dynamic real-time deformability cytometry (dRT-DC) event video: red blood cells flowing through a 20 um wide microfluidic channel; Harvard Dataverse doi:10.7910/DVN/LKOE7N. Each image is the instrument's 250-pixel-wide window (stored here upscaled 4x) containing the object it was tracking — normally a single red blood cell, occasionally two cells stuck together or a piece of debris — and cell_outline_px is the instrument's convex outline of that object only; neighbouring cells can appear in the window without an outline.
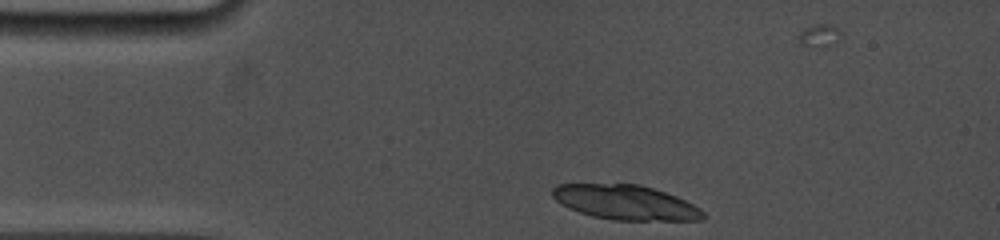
{"species": "common noctule bat (a hibernating species)", "species_latin": "Nyctalus noctula", "temperature_condition": "cold", "stored_images_in_passage": 4, "camera_frame_rate_fps": 5000, "um_per_image_px": 0.085, "animal": {"sex": "female", "body_mass_g": 19.0, "forearm_length_mm": 53.3}, "frame": {"image": 1, "passage_image": 1, "time_ms": 0.0, "image_size_px": [1000, 240], "cell_outline_px": [[708, 216], [704, 220], [612, 220], [592, 216], [568, 208], [560, 204], [552, 196], [552, 188], [556, 184], [640, 184], [676, 196], [700, 208]], "centroid_in_image_um": [53.17, 17.21], "position_along_channel_um": 31.8, "area_um2": 30.52}}